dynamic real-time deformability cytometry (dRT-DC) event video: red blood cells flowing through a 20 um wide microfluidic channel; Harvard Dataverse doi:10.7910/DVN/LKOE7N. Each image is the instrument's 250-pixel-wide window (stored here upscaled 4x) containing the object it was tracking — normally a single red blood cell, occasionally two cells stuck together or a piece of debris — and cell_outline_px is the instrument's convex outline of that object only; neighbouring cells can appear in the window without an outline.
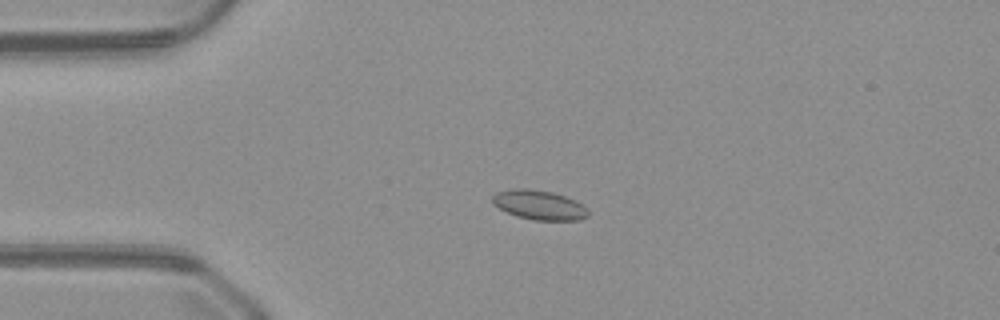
{"species": "common noctule bat (a hibernating species)", "species_latin": "Nyctalus noctula", "temperature_condition": "warm", "stored_images_in_passage": 51, "camera_frame_rate_fps": 3000, "um_per_image_px": 0.085, "animal": {"sex": "male", "body_mass_g": 23.1, "forearm_length_mm": 52.7}, "frame": {"image": 1, "passage_image": 13, "time_ms": 4.0, "image_size_px": [1000, 320], "cell_outline_px": [[588, 216], [580, 220], [532, 220], [516, 216], [492, 204], [492, 196], [496, 192], [512, 188], [528, 188], [552, 192], [576, 200], [588, 208]], "centroid_in_image_um": [45.83, 17.42], "position_along_channel_um": 39.2, "area_um2": 16.59}}
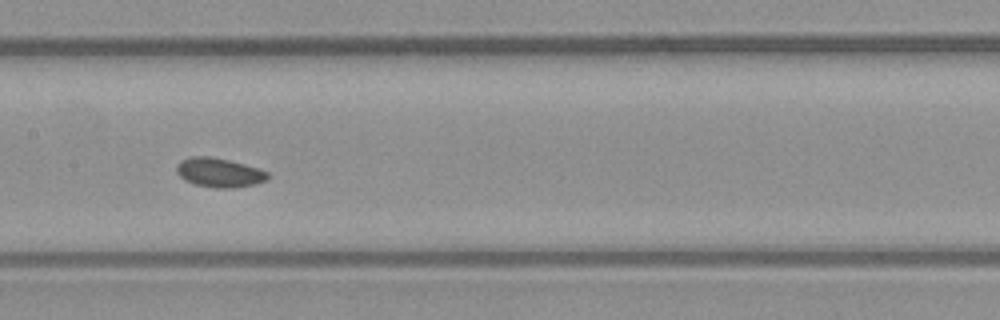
{"frame": {"image": 2, "passage_image": 26, "time_ms": 8.333, "image_size_px": [1000, 320], "cell_outline_px": [[268, 176], [264, 180], [252, 184], [232, 188], [216, 188], [196, 184], [184, 180], [176, 172], [176, 164], [180, 160], [188, 156], [212, 156], [244, 164], [268, 172]], "centroid_in_image_um": [18.55, 14.65], "position_along_channel_um": 188.9, "area_um2": 15.37}}
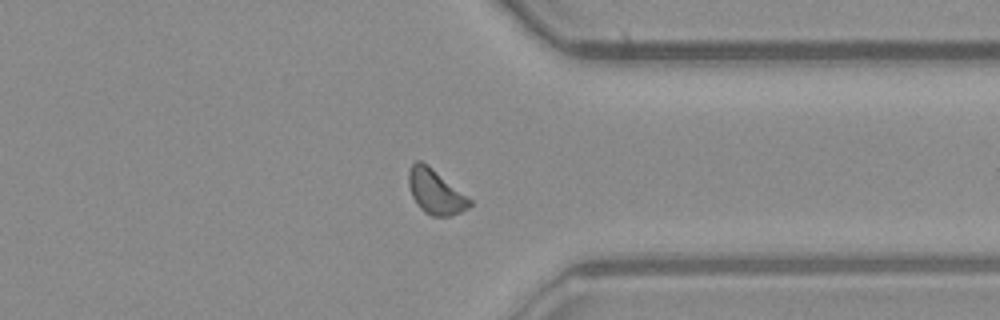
{"frame": {"image": 3, "passage_image": 40, "time_ms": 13.0, "image_size_px": [1000, 320], "cell_outline_px": [[472, 204], [468, 208], [460, 212], [448, 216], [432, 216], [424, 212], [416, 204], [412, 196], [408, 184], [408, 172], [412, 164], [416, 160], [420, 160], [428, 164], [468, 196], [472, 200]], "centroid_in_image_um": [37.01, 16.29], "position_along_channel_um": 374.4, "area_um2": 16.01}}